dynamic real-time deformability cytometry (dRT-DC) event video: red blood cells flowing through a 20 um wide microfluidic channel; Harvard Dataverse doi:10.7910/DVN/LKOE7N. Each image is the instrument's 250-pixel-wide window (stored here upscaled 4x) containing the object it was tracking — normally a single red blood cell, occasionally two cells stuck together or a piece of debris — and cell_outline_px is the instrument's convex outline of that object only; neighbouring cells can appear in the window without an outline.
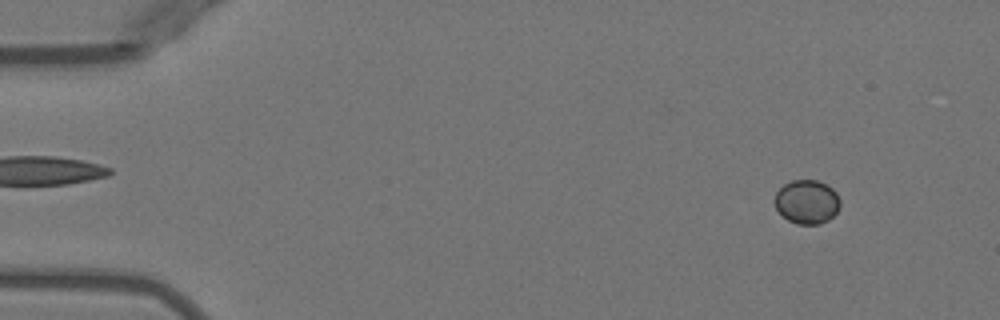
{"species": "Egyptian fruit bat (a non-hibernating species)", "species_latin": "Rousettus aegyptiacus", "temperature_condition": "warm", "stored_images_in_passage": 15, "camera_frame_rate_fps": 3000, "um_per_image_px": 0.085, "animal": {"sex": "female"}, "frame": {"image": 1, "passage_image": 5, "time_ms": 1.333, "image_size_px": [1000, 320], "cell_outline_px": [[840, 208], [828, 220], [820, 224], [796, 224], [788, 220], [776, 208], [772, 200], [776, 192], [784, 184], [792, 180], [816, 180], [832, 188], [836, 192], [840, 200]], "centroid_in_image_um": [68.57, 17.16], "position_along_channel_um": 16.4, "area_um2": 16.82}}
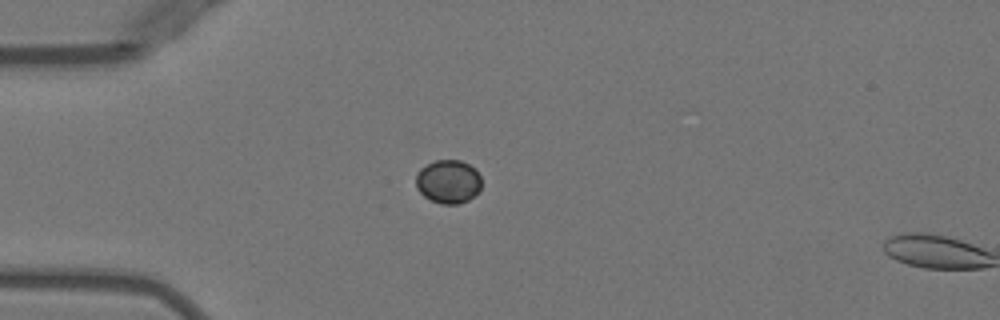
{"frame": {"image": 2, "passage_image": 14, "time_ms": 4.333, "image_size_px": [1000, 320], "cell_outline_px": [[480, 192], [468, 200], [460, 204], [440, 204], [424, 196], [416, 188], [416, 172], [420, 168], [436, 160], [460, 160], [476, 168], [480, 176]], "centroid_in_image_um": [38.11, 15.44], "position_along_channel_um": 46.9, "area_um2": 16.82}}